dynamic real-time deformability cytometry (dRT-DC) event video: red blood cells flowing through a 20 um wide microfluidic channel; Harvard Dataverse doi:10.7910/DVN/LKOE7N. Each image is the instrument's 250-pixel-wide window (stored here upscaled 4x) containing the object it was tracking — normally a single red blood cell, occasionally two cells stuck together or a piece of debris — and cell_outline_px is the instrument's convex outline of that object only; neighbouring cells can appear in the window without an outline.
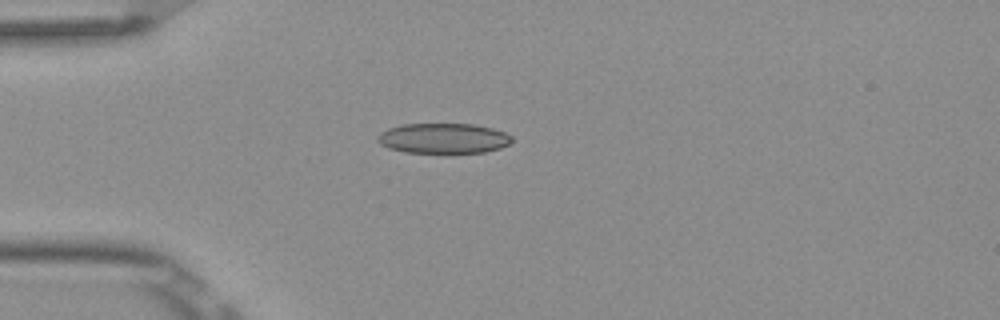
{"species": "Egyptian fruit bat (a non-hibernating species)", "species_latin": "Rousettus aegyptiacus", "temperature_condition": "room temperature", "stored_images_in_passage": 5, "camera_frame_rate_fps": 3000, "um_per_image_px": 0.085, "frame": {"image": 1, "passage_image": 4, "time_ms": 1.0, "image_size_px": [1000, 320], "cell_outline_px": [[512, 140], [508, 144], [500, 148], [484, 152], [444, 156], [404, 152], [388, 148], [380, 144], [376, 140], [376, 136], [380, 132], [388, 128], [404, 124], [472, 124], [492, 128], [504, 132], [512, 136]], "centroid_in_image_um": [37.65, 11.81], "position_along_channel_um": 47.3, "area_um2": 24.68}}